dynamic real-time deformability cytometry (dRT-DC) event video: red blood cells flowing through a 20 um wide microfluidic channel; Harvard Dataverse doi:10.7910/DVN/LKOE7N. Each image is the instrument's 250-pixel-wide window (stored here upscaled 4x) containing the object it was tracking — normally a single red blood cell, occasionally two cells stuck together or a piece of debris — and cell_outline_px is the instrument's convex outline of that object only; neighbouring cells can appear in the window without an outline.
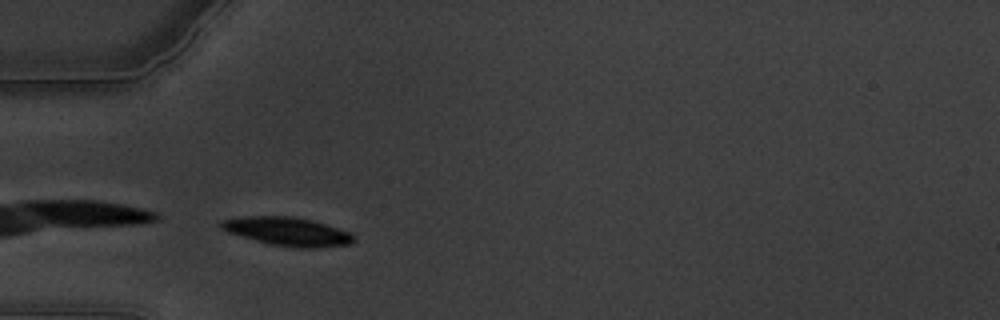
{"species": "common noctule bat (a hibernating species)", "species_latin": "Nyctalus noctula", "temperature_condition": "warm", "stored_images_in_passage": 43, "camera_frame_rate_fps": 3000, "um_per_image_px": 0.085, "animal": {"sex": "male", "body_mass_g": 19.5, "forearm_length_mm": 54.6}, "frame": {"image": 1, "passage_image": 1, "time_ms": 0.0, "image_size_px": [1000, 320], "cell_outline_px": [[356, 240], [352, 244], [316, 248], [296, 248], [268, 244], [240, 236], [228, 232], [220, 228], [220, 220], [244, 216], [292, 216], [312, 220], [352, 232], [356, 236]], "centroid_in_image_um": [24.48, 19.68], "position_along_channel_um": 60.5, "area_um2": 22.43}}
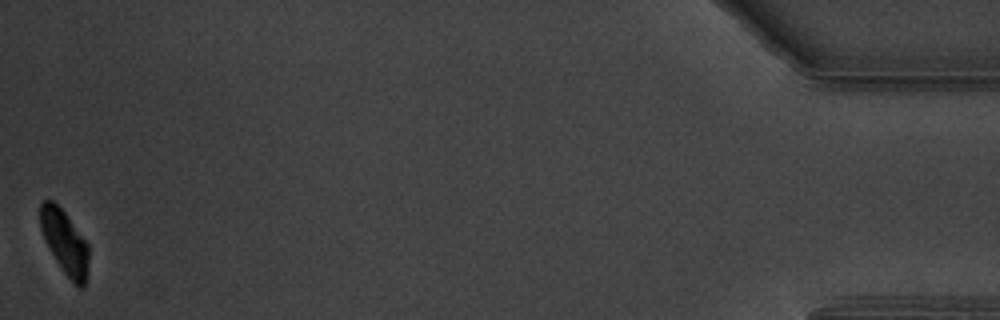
{"frame": {"image": 2, "passage_image": 43, "time_ms": 14.0, "image_size_px": [1000, 320], "cell_outline_px": [[88, 260], [84, 288], [80, 288], [64, 272], [56, 260], [44, 240], [40, 228], [40, 200], [52, 200], [64, 212], [88, 244]], "centroid_in_image_um": [5.47, 20.55], "position_along_channel_um": 429.7, "area_um2": 17.69}, "authors_computed_cell_mechanics": {"area_um2": 21.386, "velocity_mm_per_s": 3.3023, "shape_relaxation_time_tau1_ms": 1.7294, "shape_relaxation_time_tau2_ms": null, "deformation_change_tau1": 0.107, "deformation_change_tau2": null}}